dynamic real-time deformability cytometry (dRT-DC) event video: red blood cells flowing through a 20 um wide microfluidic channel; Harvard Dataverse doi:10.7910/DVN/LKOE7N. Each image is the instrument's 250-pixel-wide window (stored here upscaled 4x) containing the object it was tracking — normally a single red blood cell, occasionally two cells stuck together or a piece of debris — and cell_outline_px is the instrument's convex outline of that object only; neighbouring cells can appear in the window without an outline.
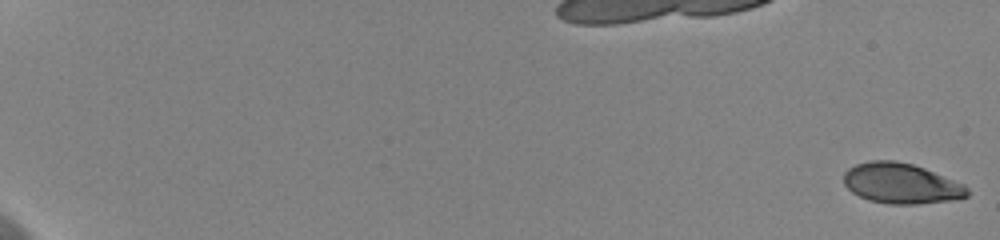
{"species": "human", "species_latin": "Homo sapiens", "temperature_condition": "cold", "stored_images_in_passage": 60, "camera_frame_rate_fps": 3000, "um_per_image_px": 0.085, "donor": {"sex": "female"}, "frame": {"image": 1, "passage_image": 1, "time_ms": 0.0, "image_size_px": [1000, 240], "cell_outline_px": [[968, 196], [948, 200], [916, 204], [888, 204], [868, 200], [852, 192], [844, 184], [844, 172], [848, 168], [856, 164], [872, 160], [896, 160], [912, 164], [924, 168], [964, 184], [968, 188]], "centroid_in_image_um": [76.57, 15.58], "position_along_channel_um": 8.4, "area_um2": 28.96}}
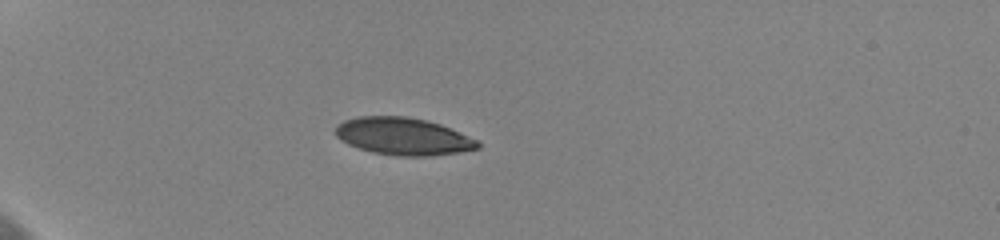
{"frame": {"image": 2, "passage_image": 20, "time_ms": 6.333, "image_size_px": [1000, 240], "cell_outline_px": [[480, 148], [460, 152], [428, 156], [396, 156], [372, 152], [348, 144], [340, 140], [336, 136], [336, 124], [344, 120], [356, 116], [404, 116], [428, 120], [440, 124], [476, 140], [480, 144]], "centroid_in_image_um": [34.23, 11.58], "position_along_channel_um": 50.8, "area_um2": 30.92}}
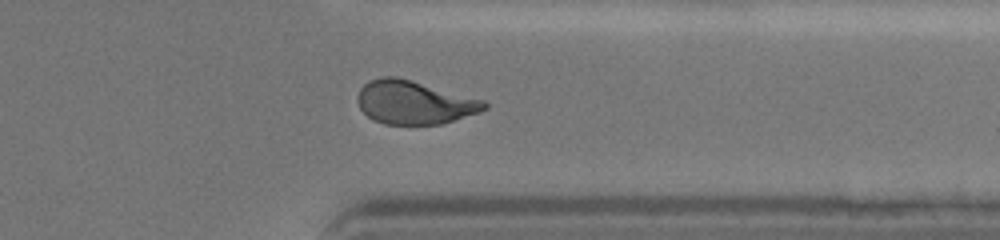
{"frame": {"image": 3, "passage_image": 50, "time_ms": 16.333, "image_size_px": [1000, 240], "cell_outline_px": [[488, 108], [480, 112], [440, 124], [384, 124], [372, 120], [360, 108], [356, 100], [356, 96], [360, 88], [364, 84], [372, 80], [384, 76], [396, 76], [412, 80], [484, 100], [488, 104]], "centroid_in_image_um": [35.19, 8.7], "position_along_channel_um": 376.2, "area_um2": 32.08}, "authors_computed_cell_mechanics": {"area_um2": 31.6455, "velocity_mm_per_s": 3.6313, "shape_relaxation_time_tau1_ms": 3.1134, "shape_relaxation_time_tau2_ms": 0.9393, "deformation_change_tau1": 0.1556, "deformation_change_tau2": 0.0596}}